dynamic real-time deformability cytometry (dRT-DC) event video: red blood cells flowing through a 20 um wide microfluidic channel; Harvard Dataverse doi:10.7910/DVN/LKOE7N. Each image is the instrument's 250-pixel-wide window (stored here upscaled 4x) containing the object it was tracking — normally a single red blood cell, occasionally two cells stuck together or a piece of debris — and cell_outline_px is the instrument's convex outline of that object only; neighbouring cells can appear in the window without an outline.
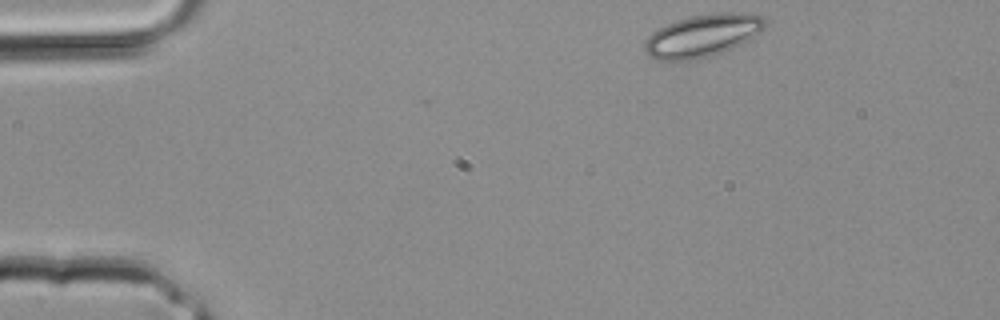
{"species": "common noctule bat (a hibernating species)", "species_latin": "Nyctalus noctula", "temperature_condition": "room temperature", "stored_images_in_passage": 2, "camera_frame_rate_fps": 3000, "um_per_image_px": 0.085, "animal": {"sex": "male", "body_mass_g": 20.4}, "frame": {"image": 1, "passage_image": 1, "time_ms": 0.0, "image_size_px": [1000, 320], "cell_outline_px": [[764, 28], [760, 32], [748, 40], [732, 48], [708, 56], [692, 60], [656, 60], [648, 56], [644, 52], [644, 40], [652, 32], [676, 20], [692, 16], [724, 12], [740, 12], [760, 16], [764, 20]], "centroid_in_image_um": [59.66, 3.03], "position_along_channel_um": 25.3, "area_um2": 29.48}}